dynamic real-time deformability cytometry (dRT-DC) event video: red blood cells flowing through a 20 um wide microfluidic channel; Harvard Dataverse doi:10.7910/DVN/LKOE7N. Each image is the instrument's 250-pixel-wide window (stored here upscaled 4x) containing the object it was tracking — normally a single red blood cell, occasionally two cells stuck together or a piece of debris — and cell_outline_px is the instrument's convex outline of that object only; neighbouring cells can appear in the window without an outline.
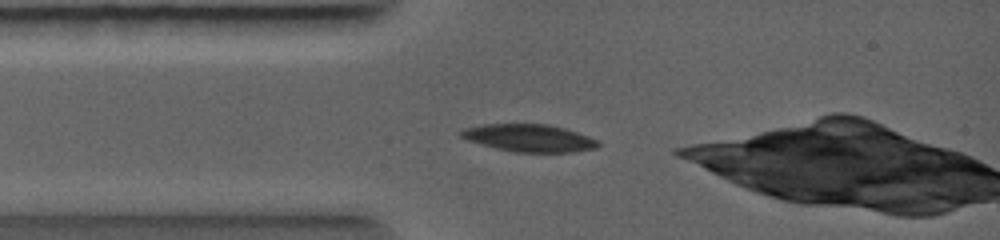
{"species": "common noctule bat (a hibernating species)", "species_latin": "Nyctalus noctula", "temperature_condition": "warm", "stored_images_in_passage": 1, "camera_frame_rate_fps": 5000, "um_per_image_px": 0.085, "animal": {"sex": "female", "body_mass_g": 19.0, "forearm_length_mm": 56.7}, "frame": {"image": 1, "passage_image": 1, "time_ms": 0.0, "image_size_px": [1000, 240], "cell_outline_px": [[600, 144], [596, 148], [576, 152], [512, 152], [480, 144], [468, 140], [460, 136], [460, 132], [464, 128], [480, 124], [548, 124], [564, 128], [600, 140]], "centroid_in_image_um": [44.99, 11.73], "position_along_channel_um": 40.0, "area_um2": 22.02}}